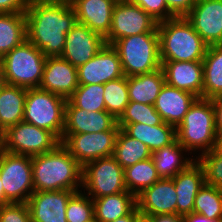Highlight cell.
Wrapping results in <instances>:
<instances>
[{
	"instance_id": "cell-1",
	"label": "cell",
	"mask_w": 222,
	"mask_h": 222,
	"mask_svg": "<svg viewBox=\"0 0 222 222\" xmlns=\"http://www.w3.org/2000/svg\"><path fill=\"white\" fill-rule=\"evenodd\" d=\"M25 16L27 39L46 57L61 56L66 34L77 23L71 4L27 5Z\"/></svg>"
},
{
	"instance_id": "cell-2",
	"label": "cell",
	"mask_w": 222,
	"mask_h": 222,
	"mask_svg": "<svg viewBox=\"0 0 222 222\" xmlns=\"http://www.w3.org/2000/svg\"><path fill=\"white\" fill-rule=\"evenodd\" d=\"M34 192L82 188V166L60 143L54 150L31 157Z\"/></svg>"
},
{
	"instance_id": "cell-3",
	"label": "cell",
	"mask_w": 222,
	"mask_h": 222,
	"mask_svg": "<svg viewBox=\"0 0 222 222\" xmlns=\"http://www.w3.org/2000/svg\"><path fill=\"white\" fill-rule=\"evenodd\" d=\"M160 61H203L208 45L185 16L158 22Z\"/></svg>"
},
{
	"instance_id": "cell-4",
	"label": "cell",
	"mask_w": 222,
	"mask_h": 222,
	"mask_svg": "<svg viewBox=\"0 0 222 222\" xmlns=\"http://www.w3.org/2000/svg\"><path fill=\"white\" fill-rule=\"evenodd\" d=\"M177 141L194 158L211 151L218 145L213 104L210 99L197 98L176 127ZM193 152V153H192ZM197 154V155H196Z\"/></svg>"
},
{
	"instance_id": "cell-5",
	"label": "cell",
	"mask_w": 222,
	"mask_h": 222,
	"mask_svg": "<svg viewBox=\"0 0 222 222\" xmlns=\"http://www.w3.org/2000/svg\"><path fill=\"white\" fill-rule=\"evenodd\" d=\"M46 56L28 39L1 59L3 83L26 89L40 86Z\"/></svg>"
},
{
	"instance_id": "cell-6",
	"label": "cell",
	"mask_w": 222,
	"mask_h": 222,
	"mask_svg": "<svg viewBox=\"0 0 222 222\" xmlns=\"http://www.w3.org/2000/svg\"><path fill=\"white\" fill-rule=\"evenodd\" d=\"M117 51L125 76L145 74L161 68L159 33H142L116 40Z\"/></svg>"
},
{
	"instance_id": "cell-7",
	"label": "cell",
	"mask_w": 222,
	"mask_h": 222,
	"mask_svg": "<svg viewBox=\"0 0 222 222\" xmlns=\"http://www.w3.org/2000/svg\"><path fill=\"white\" fill-rule=\"evenodd\" d=\"M67 99L41 88L27 89L23 121L62 139Z\"/></svg>"
},
{
	"instance_id": "cell-8",
	"label": "cell",
	"mask_w": 222,
	"mask_h": 222,
	"mask_svg": "<svg viewBox=\"0 0 222 222\" xmlns=\"http://www.w3.org/2000/svg\"><path fill=\"white\" fill-rule=\"evenodd\" d=\"M91 199L128 191L124 169L113 156L102 157L82 167V188Z\"/></svg>"
},
{
	"instance_id": "cell-9",
	"label": "cell",
	"mask_w": 222,
	"mask_h": 222,
	"mask_svg": "<svg viewBox=\"0 0 222 222\" xmlns=\"http://www.w3.org/2000/svg\"><path fill=\"white\" fill-rule=\"evenodd\" d=\"M0 178L5 198L10 203H27L34 193L31 157L0 147Z\"/></svg>"
},
{
	"instance_id": "cell-10",
	"label": "cell",
	"mask_w": 222,
	"mask_h": 222,
	"mask_svg": "<svg viewBox=\"0 0 222 222\" xmlns=\"http://www.w3.org/2000/svg\"><path fill=\"white\" fill-rule=\"evenodd\" d=\"M0 141L4 151L30 157L52 151L61 143L53 132L24 121L8 127Z\"/></svg>"
},
{
	"instance_id": "cell-11",
	"label": "cell",
	"mask_w": 222,
	"mask_h": 222,
	"mask_svg": "<svg viewBox=\"0 0 222 222\" xmlns=\"http://www.w3.org/2000/svg\"><path fill=\"white\" fill-rule=\"evenodd\" d=\"M158 21L141 7L130 1H117L113 13L111 28L105 38L112 45L121 38L142 33H158Z\"/></svg>"
},
{
	"instance_id": "cell-12",
	"label": "cell",
	"mask_w": 222,
	"mask_h": 222,
	"mask_svg": "<svg viewBox=\"0 0 222 222\" xmlns=\"http://www.w3.org/2000/svg\"><path fill=\"white\" fill-rule=\"evenodd\" d=\"M120 129L97 133L63 134L61 144L83 167L86 163L113 155Z\"/></svg>"
},
{
	"instance_id": "cell-13",
	"label": "cell",
	"mask_w": 222,
	"mask_h": 222,
	"mask_svg": "<svg viewBox=\"0 0 222 222\" xmlns=\"http://www.w3.org/2000/svg\"><path fill=\"white\" fill-rule=\"evenodd\" d=\"M185 18L208 46L222 44V0H197Z\"/></svg>"
},
{
	"instance_id": "cell-14",
	"label": "cell",
	"mask_w": 222,
	"mask_h": 222,
	"mask_svg": "<svg viewBox=\"0 0 222 222\" xmlns=\"http://www.w3.org/2000/svg\"><path fill=\"white\" fill-rule=\"evenodd\" d=\"M105 45L106 40L103 36L85 25L76 23L66 34L61 57L78 68L92 59Z\"/></svg>"
},
{
	"instance_id": "cell-15",
	"label": "cell",
	"mask_w": 222,
	"mask_h": 222,
	"mask_svg": "<svg viewBox=\"0 0 222 222\" xmlns=\"http://www.w3.org/2000/svg\"><path fill=\"white\" fill-rule=\"evenodd\" d=\"M177 193L172 178H160L136 196V207L142 218L177 214Z\"/></svg>"
},
{
	"instance_id": "cell-16",
	"label": "cell",
	"mask_w": 222,
	"mask_h": 222,
	"mask_svg": "<svg viewBox=\"0 0 222 222\" xmlns=\"http://www.w3.org/2000/svg\"><path fill=\"white\" fill-rule=\"evenodd\" d=\"M78 83L105 84L124 76L121 61L112 45H105L92 59L77 68Z\"/></svg>"
},
{
	"instance_id": "cell-17",
	"label": "cell",
	"mask_w": 222,
	"mask_h": 222,
	"mask_svg": "<svg viewBox=\"0 0 222 222\" xmlns=\"http://www.w3.org/2000/svg\"><path fill=\"white\" fill-rule=\"evenodd\" d=\"M79 86L77 68L61 56L46 57L39 88L69 99Z\"/></svg>"
},
{
	"instance_id": "cell-18",
	"label": "cell",
	"mask_w": 222,
	"mask_h": 222,
	"mask_svg": "<svg viewBox=\"0 0 222 222\" xmlns=\"http://www.w3.org/2000/svg\"><path fill=\"white\" fill-rule=\"evenodd\" d=\"M110 129H120L113 115L107 111L88 112L67 100L63 134L97 133Z\"/></svg>"
},
{
	"instance_id": "cell-19",
	"label": "cell",
	"mask_w": 222,
	"mask_h": 222,
	"mask_svg": "<svg viewBox=\"0 0 222 222\" xmlns=\"http://www.w3.org/2000/svg\"><path fill=\"white\" fill-rule=\"evenodd\" d=\"M75 192L77 191L34 192L27 202L32 222H67V203Z\"/></svg>"
},
{
	"instance_id": "cell-20",
	"label": "cell",
	"mask_w": 222,
	"mask_h": 222,
	"mask_svg": "<svg viewBox=\"0 0 222 222\" xmlns=\"http://www.w3.org/2000/svg\"><path fill=\"white\" fill-rule=\"evenodd\" d=\"M165 82L175 88L202 98L203 62L202 61H161Z\"/></svg>"
},
{
	"instance_id": "cell-21",
	"label": "cell",
	"mask_w": 222,
	"mask_h": 222,
	"mask_svg": "<svg viewBox=\"0 0 222 222\" xmlns=\"http://www.w3.org/2000/svg\"><path fill=\"white\" fill-rule=\"evenodd\" d=\"M116 0H72L77 23L89 27L106 38L112 22V13Z\"/></svg>"
},
{
	"instance_id": "cell-22",
	"label": "cell",
	"mask_w": 222,
	"mask_h": 222,
	"mask_svg": "<svg viewBox=\"0 0 222 222\" xmlns=\"http://www.w3.org/2000/svg\"><path fill=\"white\" fill-rule=\"evenodd\" d=\"M197 98L192 93L170 86L165 82L154 107L163 122L177 127Z\"/></svg>"
},
{
	"instance_id": "cell-23",
	"label": "cell",
	"mask_w": 222,
	"mask_h": 222,
	"mask_svg": "<svg viewBox=\"0 0 222 222\" xmlns=\"http://www.w3.org/2000/svg\"><path fill=\"white\" fill-rule=\"evenodd\" d=\"M177 193V214L187 215L193 212L195 197L205 184L203 167L196 160L186 170L172 177Z\"/></svg>"
},
{
	"instance_id": "cell-24",
	"label": "cell",
	"mask_w": 222,
	"mask_h": 222,
	"mask_svg": "<svg viewBox=\"0 0 222 222\" xmlns=\"http://www.w3.org/2000/svg\"><path fill=\"white\" fill-rule=\"evenodd\" d=\"M189 154L176 139L172 144L153 151L151 158L158 176L164 179L175 177L193 164L196 158Z\"/></svg>"
},
{
	"instance_id": "cell-25",
	"label": "cell",
	"mask_w": 222,
	"mask_h": 222,
	"mask_svg": "<svg viewBox=\"0 0 222 222\" xmlns=\"http://www.w3.org/2000/svg\"><path fill=\"white\" fill-rule=\"evenodd\" d=\"M129 100L154 105L165 84L162 68L155 71L127 77Z\"/></svg>"
},
{
	"instance_id": "cell-26",
	"label": "cell",
	"mask_w": 222,
	"mask_h": 222,
	"mask_svg": "<svg viewBox=\"0 0 222 222\" xmlns=\"http://www.w3.org/2000/svg\"><path fill=\"white\" fill-rule=\"evenodd\" d=\"M27 89L3 83L0 86V127H8L23 121Z\"/></svg>"
},
{
	"instance_id": "cell-27",
	"label": "cell",
	"mask_w": 222,
	"mask_h": 222,
	"mask_svg": "<svg viewBox=\"0 0 222 222\" xmlns=\"http://www.w3.org/2000/svg\"><path fill=\"white\" fill-rule=\"evenodd\" d=\"M122 130L147 145L151 152L168 146L177 139L176 127L165 122L156 126L144 123L127 124Z\"/></svg>"
},
{
	"instance_id": "cell-28",
	"label": "cell",
	"mask_w": 222,
	"mask_h": 222,
	"mask_svg": "<svg viewBox=\"0 0 222 222\" xmlns=\"http://www.w3.org/2000/svg\"><path fill=\"white\" fill-rule=\"evenodd\" d=\"M95 219L99 222H112L128 215L136 207V196L125 191L92 199Z\"/></svg>"
},
{
	"instance_id": "cell-29",
	"label": "cell",
	"mask_w": 222,
	"mask_h": 222,
	"mask_svg": "<svg viewBox=\"0 0 222 222\" xmlns=\"http://www.w3.org/2000/svg\"><path fill=\"white\" fill-rule=\"evenodd\" d=\"M202 98L222 95V44L209 45L203 58Z\"/></svg>"
},
{
	"instance_id": "cell-30",
	"label": "cell",
	"mask_w": 222,
	"mask_h": 222,
	"mask_svg": "<svg viewBox=\"0 0 222 222\" xmlns=\"http://www.w3.org/2000/svg\"><path fill=\"white\" fill-rule=\"evenodd\" d=\"M26 39L25 12L0 13V59Z\"/></svg>"
},
{
	"instance_id": "cell-31",
	"label": "cell",
	"mask_w": 222,
	"mask_h": 222,
	"mask_svg": "<svg viewBox=\"0 0 222 222\" xmlns=\"http://www.w3.org/2000/svg\"><path fill=\"white\" fill-rule=\"evenodd\" d=\"M151 153L143 142L130 137L122 129L119 130L112 156L123 169L151 158Z\"/></svg>"
},
{
	"instance_id": "cell-32",
	"label": "cell",
	"mask_w": 222,
	"mask_h": 222,
	"mask_svg": "<svg viewBox=\"0 0 222 222\" xmlns=\"http://www.w3.org/2000/svg\"><path fill=\"white\" fill-rule=\"evenodd\" d=\"M124 176L128 192H131L135 196L160 179L152 158L139 161L136 164L125 168Z\"/></svg>"
},
{
	"instance_id": "cell-33",
	"label": "cell",
	"mask_w": 222,
	"mask_h": 222,
	"mask_svg": "<svg viewBox=\"0 0 222 222\" xmlns=\"http://www.w3.org/2000/svg\"><path fill=\"white\" fill-rule=\"evenodd\" d=\"M193 213L222 221V189L204 184L195 197Z\"/></svg>"
},
{
	"instance_id": "cell-34",
	"label": "cell",
	"mask_w": 222,
	"mask_h": 222,
	"mask_svg": "<svg viewBox=\"0 0 222 222\" xmlns=\"http://www.w3.org/2000/svg\"><path fill=\"white\" fill-rule=\"evenodd\" d=\"M103 95L106 111L118 120L130 102L127 76L105 83Z\"/></svg>"
},
{
	"instance_id": "cell-35",
	"label": "cell",
	"mask_w": 222,
	"mask_h": 222,
	"mask_svg": "<svg viewBox=\"0 0 222 222\" xmlns=\"http://www.w3.org/2000/svg\"><path fill=\"white\" fill-rule=\"evenodd\" d=\"M104 84H79L69 100L86 111H106L104 102Z\"/></svg>"
},
{
	"instance_id": "cell-36",
	"label": "cell",
	"mask_w": 222,
	"mask_h": 222,
	"mask_svg": "<svg viewBox=\"0 0 222 222\" xmlns=\"http://www.w3.org/2000/svg\"><path fill=\"white\" fill-rule=\"evenodd\" d=\"M134 123L156 126L162 124L163 120L154 105L130 101L118 119V126L123 129L127 124Z\"/></svg>"
},
{
	"instance_id": "cell-37",
	"label": "cell",
	"mask_w": 222,
	"mask_h": 222,
	"mask_svg": "<svg viewBox=\"0 0 222 222\" xmlns=\"http://www.w3.org/2000/svg\"><path fill=\"white\" fill-rule=\"evenodd\" d=\"M94 218L93 200L82 190L75 192L67 203V222H88Z\"/></svg>"
},
{
	"instance_id": "cell-38",
	"label": "cell",
	"mask_w": 222,
	"mask_h": 222,
	"mask_svg": "<svg viewBox=\"0 0 222 222\" xmlns=\"http://www.w3.org/2000/svg\"><path fill=\"white\" fill-rule=\"evenodd\" d=\"M196 160L203 167L205 184L222 189V148L217 145Z\"/></svg>"
},
{
	"instance_id": "cell-39",
	"label": "cell",
	"mask_w": 222,
	"mask_h": 222,
	"mask_svg": "<svg viewBox=\"0 0 222 222\" xmlns=\"http://www.w3.org/2000/svg\"><path fill=\"white\" fill-rule=\"evenodd\" d=\"M0 222H32L27 203L0 206Z\"/></svg>"
},
{
	"instance_id": "cell-40",
	"label": "cell",
	"mask_w": 222,
	"mask_h": 222,
	"mask_svg": "<svg viewBox=\"0 0 222 222\" xmlns=\"http://www.w3.org/2000/svg\"><path fill=\"white\" fill-rule=\"evenodd\" d=\"M130 2L141 7L158 22L175 17L168 10L165 0H130Z\"/></svg>"
},
{
	"instance_id": "cell-41",
	"label": "cell",
	"mask_w": 222,
	"mask_h": 222,
	"mask_svg": "<svg viewBox=\"0 0 222 222\" xmlns=\"http://www.w3.org/2000/svg\"><path fill=\"white\" fill-rule=\"evenodd\" d=\"M197 0H165L168 10L175 16H186Z\"/></svg>"
},
{
	"instance_id": "cell-42",
	"label": "cell",
	"mask_w": 222,
	"mask_h": 222,
	"mask_svg": "<svg viewBox=\"0 0 222 222\" xmlns=\"http://www.w3.org/2000/svg\"><path fill=\"white\" fill-rule=\"evenodd\" d=\"M26 8L25 0H0V13L25 12Z\"/></svg>"
},
{
	"instance_id": "cell-43",
	"label": "cell",
	"mask_w": 222,
	"mask_h": 222,
	"mask_svg": "<svg viewBox=\"0 0 222 222\" xmlns=\"http://www.w3.org/2000/svg\"><path fill=\"white\" fill-rule=\"evenodd\" d=\"M213 104L215 128L217 136L222 135V95L210 99Z\"/></svg>"
},
{
	"instance_id": "cell-44",
	"label": "cell",
	"mask_w": 222,
	"mask_h": 222,
	"mask_svg": "<svg viewBox=\"0 0 222 222\" xmlns=\"http://www.w3.org/2000/svg\"><path fill=\"white\" fill-rule=\"evenodd\" d=\"M148 222H184L183 216L178 214L152 215L145 218Z\"/></svg>"
},
{
	"instance_id": "cell-45",
	"label": "cell",
	"mask_w": 222,
	"mask_h": 222,
	"mask_svg": "<svg viewBox=\"0 0 222 222\" xmlns=\"http://www.w3.org/2000/svg\"><path fill=\"white\" fill-rule=\"evenodd\" d=\"M141 218L142 216L140 212L137 207H135L128 215L118 218L112 222H139Z\"/></svg>"
},
{
	"instance_id": "cell-46",
	"label": "cell",
	"mask_w": 222,
	"mask_h": 222,
	"mask_svg": "<svg viewBox=\"0 0 222 222\" xmlns=\"http://www.w3.org/2000/svg\"><path fill=\"white\" fill-rule=\"evenodd\" d=\"M184 222H222V221H214L211 219H208L205 216H202L200 214L196 213H190L183 216Z\"/></svg>"
},
{
	"instance_id": "cell-47",
	"label": "cell",
	"mask_w": 222,
	"mask_h": 222,
	"mask_svg": "<svg viewBox=\"0 0 222 222\" xmlns=\"http://www.w3.org/2000/svg\"><path fill=\"white\" fill-rule=\"evenodd\" d=\"M27 5L48 4V3H65L71 4L72 0H25Z\"/></svg>"
},
{
	"instance_id": "cell-48",
	"label": "cell",
	"mask_w": 222,
	"mask_h": 222,
	"mask_svg": "<svg viewBox=\"0 0 222 222\" xmlns=\"http://www.w3.org/2000/svg\"><path fill=\"white\" fill-rule=\"evenodd\" d=\"M8 203H10V202L5 198L3 183H2V180L0 178V206H3V205L8 204Z\"/></svg>"
},
{
	"instance_id": "cell-49",
	"label": "cell",
	"mask_w": 222,
	"mask_h": 222,
	"mask_svg": "<svg viewBox=\"0 0 222 222\" xmlns=\"http://www.w3.org/2000/svg\"><path fill=\"white\" fill-rule=\"evenodd\" d=\"M3 84V77H2V68L0 64V86Z\"/></svg>"
},
{
	"instance_id": "cell-50",
	"label": "cell",
	"mask_w": 222,
	"mask_h": 222,
	"mask_svg": "<svg viewBox=\"0 0 222 222\" xmlns=\"http://www.w3.org/2000/svg\"><path fill=\"white\" fill-rule=\"evenodd\" d=\"M218 145L222 148V135L218 138Z\"/></svg>"
},
{
	"instance_id": "cell-51",
	"label": "cell",
	"mask_w": 222,
	"mask_h": 222,
	"mask_svg": "<svg viewBox=\"0 0 222 222\" xmlns=\"http://www.w3.org/2000/svg\"><path fill=\"white\" fill-rule=\"evenodd\" d=\"M4 130L0 127V138L2 137Z\"/></svg>"
},
{
	"instance_id": "cell-52",
	"label": "cell",
	"mask_w": 222,
	"mask_h": 222,
	"mask_svg": "<svg viewBox=\"0 0 222 222\" xmlns=\"http://www.w3.org/2000/svg\"><path fill=\"white\" fill-rule=\"evenodd\" d=\"M139 222H148V221L144 218H141Z\"/></svg>"
},
{
	"instance_id": "cell-53",
	"label": "cell",
	"mask_w": 222,
	"mask_h": 222,
	"mask_svg": "<svg viewBox=\"0 0 222 222\" xmlns=\"http://www.w3.org/2000/svg\"><path fill=\"white\" fill-rule=\"evenodd\" d=\"M88 222H99V221L94 218V219H92V220H90Z\"/></svg>"
}]
</instances>
